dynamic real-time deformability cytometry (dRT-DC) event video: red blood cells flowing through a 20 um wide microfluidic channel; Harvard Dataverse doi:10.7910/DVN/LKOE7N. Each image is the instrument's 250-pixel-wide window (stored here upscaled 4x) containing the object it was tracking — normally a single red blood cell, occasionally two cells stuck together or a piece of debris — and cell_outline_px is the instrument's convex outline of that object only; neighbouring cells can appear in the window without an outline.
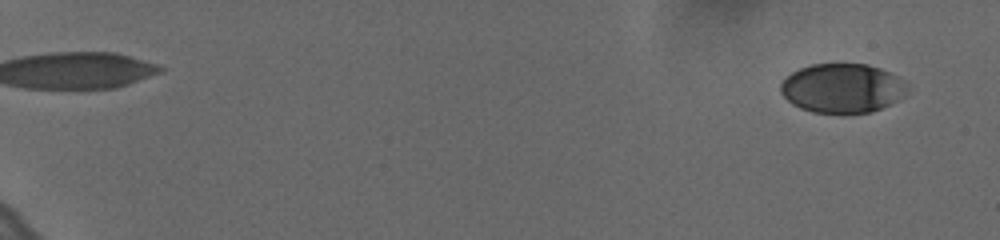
{"species": "human", "species_latin": "Homo sapiens", "temperature_condition": "cold", "stored_images_in_passage": 50, "camera_frame_rate_fps": 3000, "um_per_image_px": 0.085, "donor": {"sex": "female"}, "frame": {"image": 1, "passage_image": 3, "time_ms": 0.667, "image_size_px": [1000, 240], "cell_outline_px": [[908, 88], [904, 96], [872, 112], [812, 112], [800, 108], [792, 104], [780, 92], [780, 80], [784, 76], [800, 68], [812, 64], [868, 64], [880, 68], [904, 80], [908, 84]], "centroid_in_image_um": [71.56, 7.48], "position_along_channel_um": 13.4, "area_um2": 36.3}}
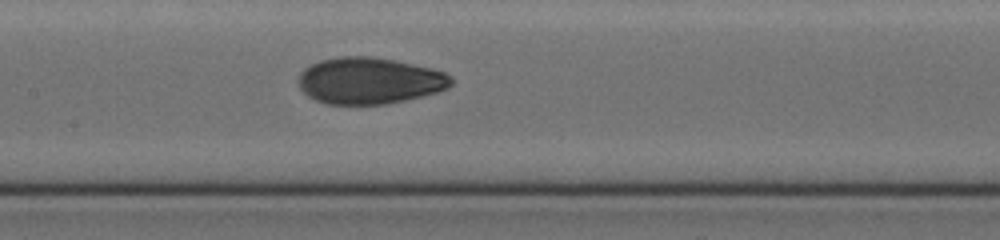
{"frame": {"image": 2, "passage_image": 28, "time_ms": 9.0, "image_size_px": [1000, 240], "cell_outline_px": [[452, 84], [448, 88], [436, 92], [404, 100], [384, 104], [324, 104], [308, 96], [300, 88], [300, 72], [304, 68], [320, 60], [340, 56], [372, 56], [396, 60], [432, 68], [444, 72], [452, 76]], "centroid_in_image_um": [31.41, 6.85], "position_along_channel_um": 176.0, "area_um2": 41.38}}
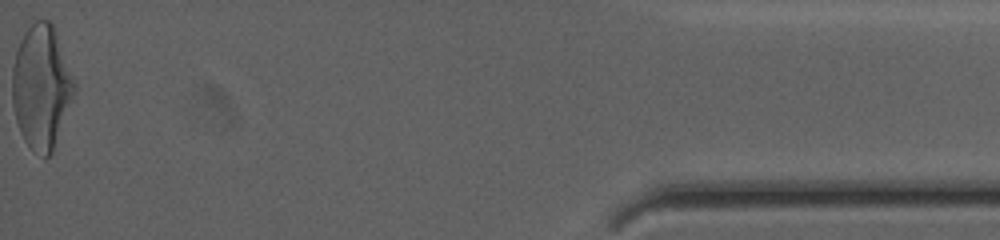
{"frame": {"image": 3, "passage_image": 50, "time_ms": 16.333, "image_size_px": [1000, 240], "cell_outline_px": [[76, 88], [52, 152], [44, 160], [24, 140], [20, 132], [16, 120], [12, 104], [12, 68], [16, 52], [20, 40], [24, 32], [36, 20], [48, 20], [52, 24], [76, 84]], "centroid_in_image_um": [3.5, 7.41], "position_along_channel_um": 431.7, "area_um2": 44.22}, "authors_computed_cell_mechanics": {"area_um2": 40.4889, "velocity_mm_per_s": 3.6729, "shape_relaxation_time_tau1_ms": 3.4778, "shape_relaxation_time_tau2_ms": 1.044, "deformation_change_tau1": 0.1677, "deformation_change_tau2": 0.0516}}